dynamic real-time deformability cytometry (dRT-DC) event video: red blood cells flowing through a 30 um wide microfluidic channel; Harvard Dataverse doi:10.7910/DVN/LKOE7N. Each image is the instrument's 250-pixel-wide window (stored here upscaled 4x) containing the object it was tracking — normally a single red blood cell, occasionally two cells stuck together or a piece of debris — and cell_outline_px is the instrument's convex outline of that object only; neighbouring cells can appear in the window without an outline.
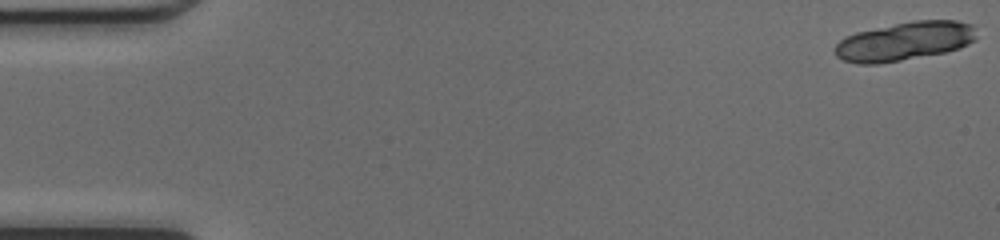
{"species": "common noctule bat (a hibernating species)", "species_latin": "Nyctalus noctula", "temperature_condition": "cold", "stored_images_in_passage": 19, "camera_frame_rate_fps": 3000, "um_per_image_px": 0.085, "animal": {"sex": "female", "body_mass_g": 17.0, "forearm_length_mm": 48.0}, "frame": {"image": 1, "passage_image": 1, "time_ms": 0.0, "image_size_px": [1000, 240], "cell_outline_px": [[976, 40], [960, 48], [944, 52], [900, 60], [876, 64], [860, 64], [844, 60], [836, 56], [836, 44], [844, 36], [856, 32], [912, 20], [956, 20], [972, 24], [976, 36]], "centroid_in_image_um": [76.9, 3.49], "position_along_channel_um": 8.1, "area_um2": 31.79}}